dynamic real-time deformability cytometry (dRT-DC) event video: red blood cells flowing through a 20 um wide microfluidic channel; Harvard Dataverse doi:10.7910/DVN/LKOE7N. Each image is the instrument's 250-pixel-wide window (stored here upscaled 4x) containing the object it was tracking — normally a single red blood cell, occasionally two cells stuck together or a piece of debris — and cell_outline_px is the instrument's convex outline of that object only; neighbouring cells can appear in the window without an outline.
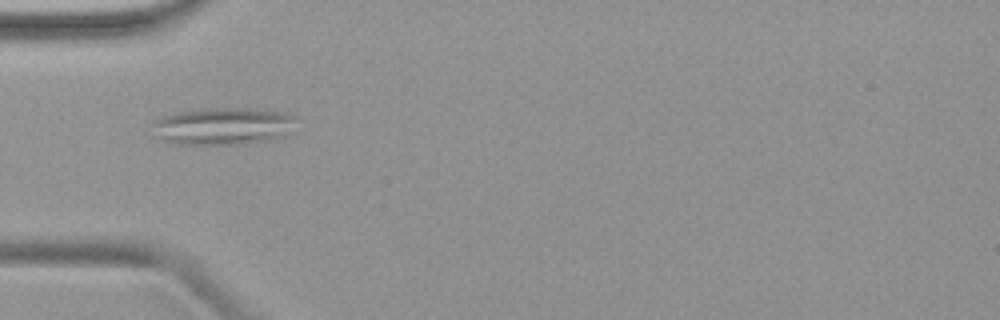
{"species": "common noctule bat (a hibernating species)", "species_latin": "Nyctalus noctula", "temperature_condition": "warm", "stored_images_in_passage": 30, "camera_frame_rate_fps": 3000, "um_per_image_px": 0.085, "animal": {"sex": "female", "body_mass_g": 19.9}, "frame": {"image": 1, "passage_image": 1, "time_ms": 0.0, "image_size_px": [1000, 320], "cell_outline_px": [[296, 132], [288, 136], [236, 144], [176, 144], [152, 136], [152, 120], [176, 112], [200, 108], [256, 108], [288, 112], [296, 116]], "centroid_in_image_um": [19.0, 10.7], "position_along_channel_um": 66.0, "area_um2": 32.14}}
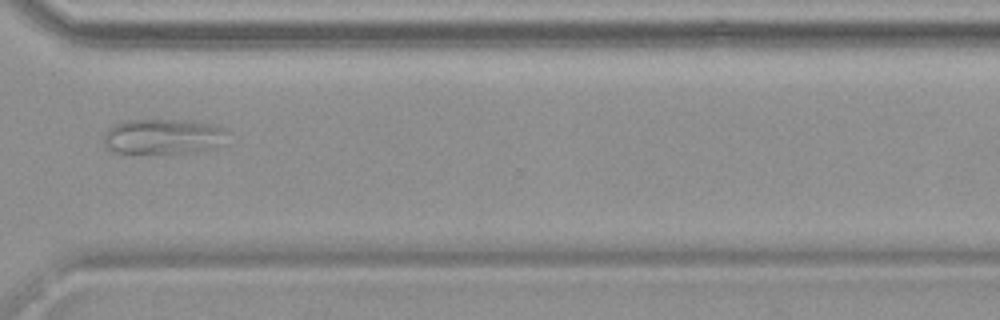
{"frame": {"image": 2, "passage_image": 22, "time_ms": 7.0, "image_size_px": [1000, 320], "cell_outline_px": [[228, 144], [220, 148], [200, 152], [116, 152], [108, 148], [104, 144], [104, 132], [108, 128], [124, 120], [192, 120], [212, 124], [224, 128], [228, 132]], "centroid_in_image_um": [14.01, 11.6], "position_along_channel_um": 356.6, "area_um2": 25.89}}